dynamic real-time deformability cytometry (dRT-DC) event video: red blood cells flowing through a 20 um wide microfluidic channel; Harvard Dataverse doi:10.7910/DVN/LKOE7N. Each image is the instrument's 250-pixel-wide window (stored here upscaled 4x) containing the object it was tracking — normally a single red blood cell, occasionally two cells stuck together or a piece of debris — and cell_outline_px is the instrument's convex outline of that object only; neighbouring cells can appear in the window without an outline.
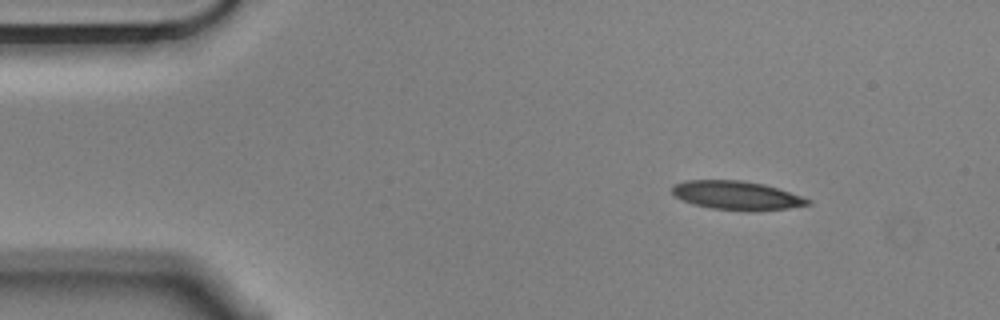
{"species": "Egyptian fruit bat (a non-hibernating species)", "species_latin": "Rousettus aegyptiacus", "temperature_condition": "cold", "stored_images_in_passage": 49, "camera_frame_rate_fps": 3000, "um_per_image_px": 0.085, "animal": {"sex": "male"}, "frame": {"image": 1, "passage_image": 1, "time_ms": 0.0, "image_size_px": [1000, 320], "cell_outline_px": [[812, 204], [788, 208], [748, 212], [712, 208], [692, 204], [676, 196], [672, 192], [672, 184], [688, 180], [740, 180], [764, 184], [812, 200]], "centroid_in_image_um": [62.61, 16.62], "position_along_channel_um": 22.4, "area_um2": 22.72}}
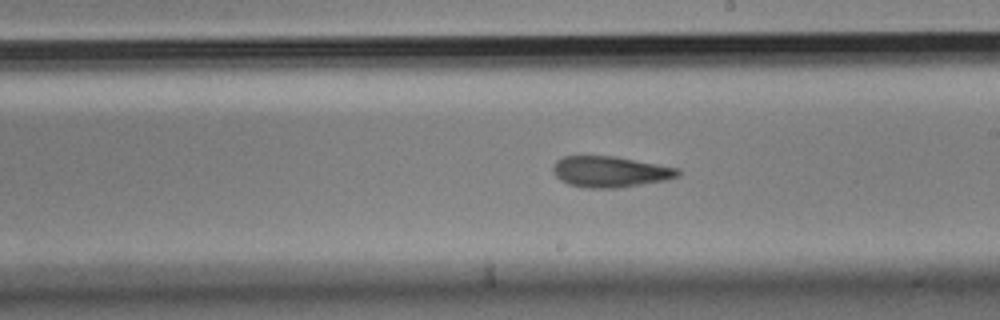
{"frame": {"image": 2, "passage_image": 25, "time_ms": 8.0, "image_size_px": [1000, 320], "cell_outline_px": [[680, 176], [664, 180], [616, 188], [584, 188], [568, 184], [560, 180], [552, 172], [552, 164], [556, 160], [564, 156], [616, 156], [680, 168]], "centroid_in_image_um": [51.83, 14.59], "position_along_channel_um": 237.2, "area_um2": 22.72}}
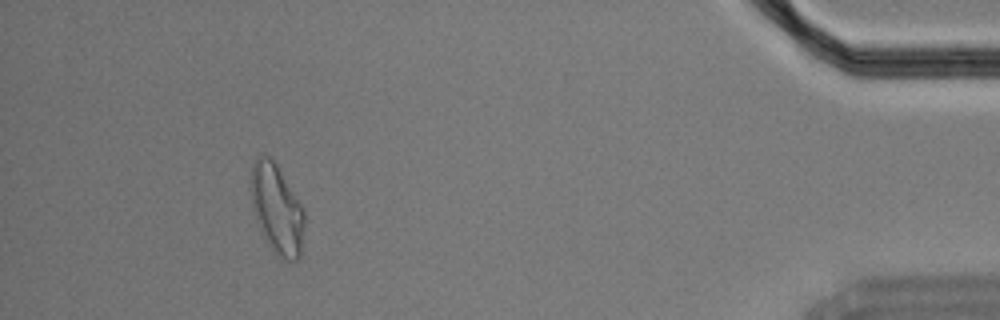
{"frame": {"image": 3, "passage_image": 45, "time_ms": 14.667, "image_size_px": [1000, 320], "cell_outline_px": [[304, 228], [300, 256], [296, 260], [284, 260], [276, 256], [260, 232], [252, 208], [252, 164], [256, 156], [272, 156], [304, 208]], "centroid_in_image_um": [23.54, 17.78], "position_along_channel_um": 411.7, "area_um2": 28.09}, "authors_computed_cell_mechanics": {"area_um2": 23.1778, "velocity_mm_per_s": 3.5548, "shape_relaxation_time_tau1_ms": 5.8625, "shape_relaxation_time_tau2_ms": 2.5415, "deformation_change_tau1": 0.1871, "deformation_change_tau2": 0.1128}}